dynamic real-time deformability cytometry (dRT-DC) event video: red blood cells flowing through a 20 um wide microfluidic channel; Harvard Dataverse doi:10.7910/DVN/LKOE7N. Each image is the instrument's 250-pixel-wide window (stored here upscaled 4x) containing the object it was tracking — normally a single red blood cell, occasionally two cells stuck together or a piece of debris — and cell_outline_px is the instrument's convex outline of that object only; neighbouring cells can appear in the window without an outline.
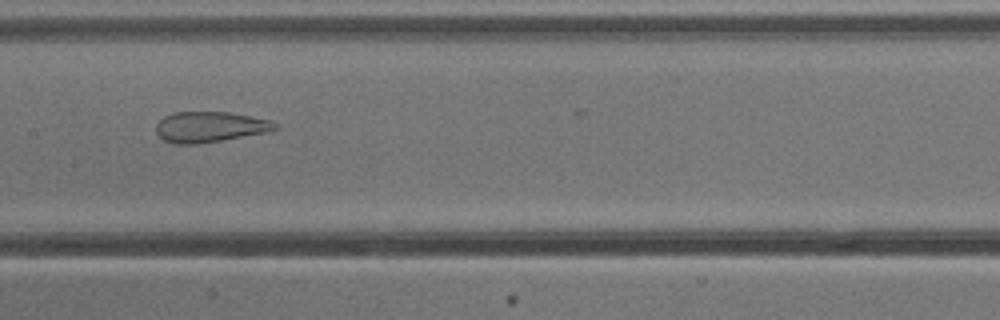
{"species": "common noctule bat (a hibernating species)", "species_latin": "Nyctalus noctula", "temperature_condition": "cold", "stored_images_in_passage": 31, "camera_frame_rate_fps": 3000, "um_per_image_px": 0.085, "animal": {"sex": "male", "body_mass_g": 13.3}, "frame": {"image": 1, "passage_image": 26, "time_ms": 8.333, "image_size_px": [1000, 320], "cell_outline_px": [[276, 128], [268, 132], [196, 144], [176, 144], [164, 140], [156, 132], [156, 124], [164, 116], [176, 112], [228, 112], [272, 120], [276, 124]], "centroid_in_image_um": [17.82, 10.78], "position_along_channel_um": 189.6, "area_um2": 20.98}}